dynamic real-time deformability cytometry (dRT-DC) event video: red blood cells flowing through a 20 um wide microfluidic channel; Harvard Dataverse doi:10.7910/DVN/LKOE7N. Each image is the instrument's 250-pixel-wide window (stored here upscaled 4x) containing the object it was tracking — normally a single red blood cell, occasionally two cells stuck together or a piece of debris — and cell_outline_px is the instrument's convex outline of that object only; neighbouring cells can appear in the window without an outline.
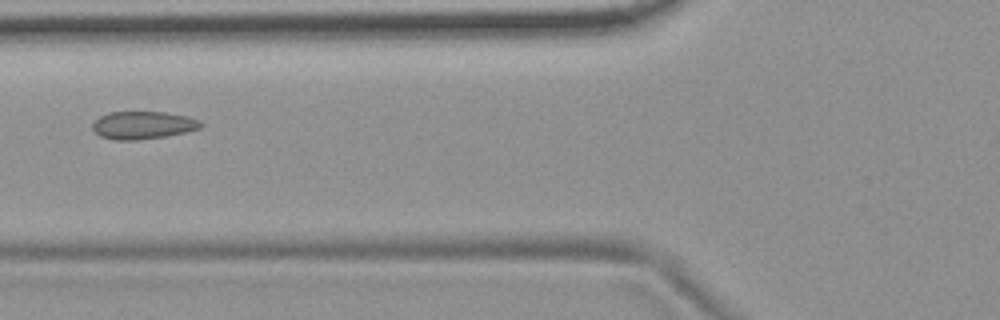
{"species": "common noctule bat (a hibernating species)", "species_latin": "Nyctalus noctula", "temperature_condition": "room temperature", "stored_images_in_passage": 9, "camera_frame_rate_fps": 3000, "um_per_image_px": 0.085, "animal": {"sex": "female", "body_mass_g": 19.9}, "frame": {"image": 1, "passage_image": 6, "time_ms": 1.667, "image_size_px": [1000, 320], "cell_outline_px": [[204, 124], [200, 128], [184, 132], [164, 136], [136, 140], [116, 140], [100, 136], [92, 128], [92, 124], [100, 116], [108, 112], [164, 112], [188, 116], [200, 120]], "centroid_in_image_um": [12.16, 10.63], "position_along_channel_um": 113.6, "area_um2": 17.4}}
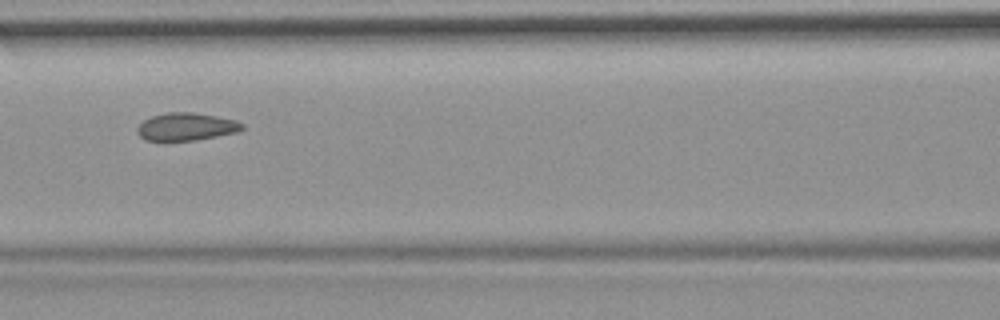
{"frame": {"image": 2, "passage_image": 7, "time_ms": 2.0, "image_size_px": [1000, 320], "cell_outline_px": [[244, 128], [236, 132], [196, 140], [144, 140], [136, 132], [136, 128], [144, 120], [152, 116], [168, 112], [196, 112], [236, 120], [244, 124]], "centroid_in_image_um": [15.83, 10.76], "position_along_channel_um": 150.8, "area_um2": 16.88}}
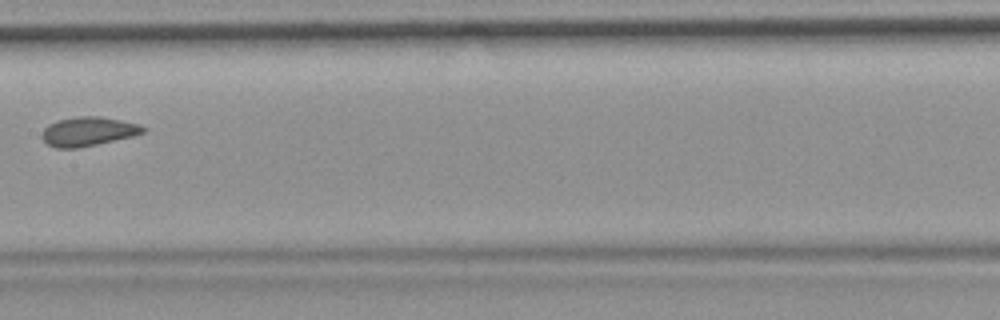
{"frame": {"image": 3, "passage_image": 8, "time_ms": 2.333, "image_size_px": [1000, 320], "cell_outline_px": [[148, 128], [144, 132], [132, 136], [96, 144], [76, 148], [56, 148], [48, 144], [40, 136], [40, 132], [48, 124], [56, 120], [76, 116], [100, 116], [140, 124]], "centroid_in_image_um": [7.46, 11.16], "position_along_channel_um": 199.9, "area_um2": 17.22}}